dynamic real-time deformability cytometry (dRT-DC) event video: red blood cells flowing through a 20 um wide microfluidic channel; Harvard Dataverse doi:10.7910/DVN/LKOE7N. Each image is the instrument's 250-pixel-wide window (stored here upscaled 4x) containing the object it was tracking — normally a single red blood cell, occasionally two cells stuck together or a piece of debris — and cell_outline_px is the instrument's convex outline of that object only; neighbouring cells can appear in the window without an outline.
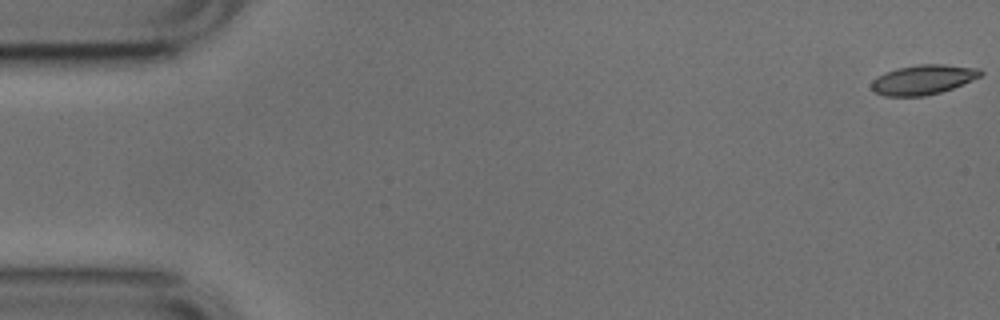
{"species": "common noctule bat (a hibernating species)", "species_latin": "Nyctalus noctula", "temperature_condition": "cold", "stored_images_in_passage": 53, "camera_frame_rate_fps": 3000, "um_per_image_px": 0.085, "animal": {"sex": "male", "body_mass_g": 17.9, "forearm_length_mm": 54.2}, "frame": {"image": 1, "passage_image": 1, "time_ms": 0.0, "image_size_px": [1000, 320], "cell_outline_px": [[984, 72], [980, 76], [952, 88], [940, 92], [924, 96], [884, 96], [872, 92], [872, 80], [876, 76], [884, 72], [896, 68], [920, 64], [944, 64], [980, 68]], "centroid_in_image_um": [78.42, 6.76], "position_along_channel_um": 6.6, "area_um2": 18.96}}
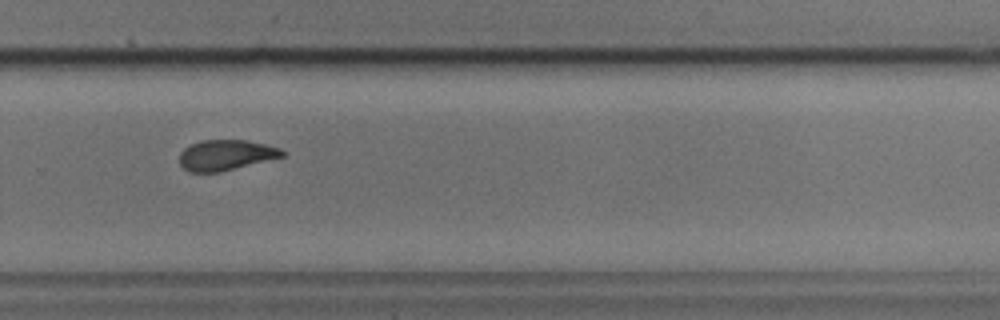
{"frame": {"image": 2, "passage_image": 36, "time_ms": 11.667, "image_size_px": [1000, 320], "cell_outline_px": [[284, 156], [220, 172], [188, 172], [180, 164], [180, 152], [184, 148], [200, 140], [244, 140], [264, 144], [280, 148], [284, 152]], "centroid_in_image_um": [19.17, 13.18], "position_along_channel_um": 310.6, "area_um2": 18.09}}
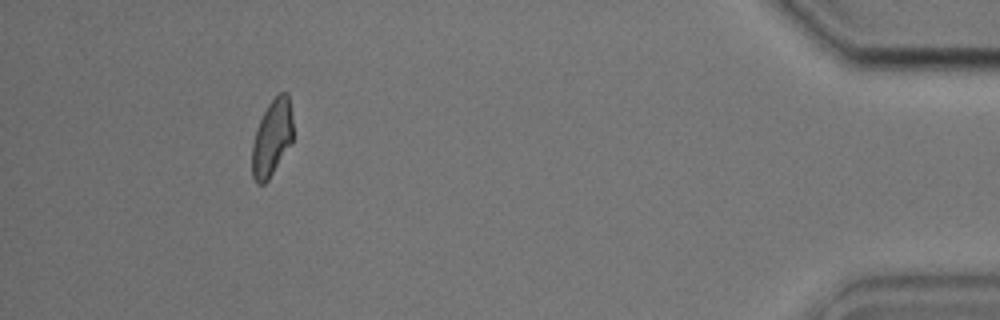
{"frame": {"image": 3, "passage_image": 49, "time_ms": 16.0, "image_size_px": [1000, 320], "cell_outline_px": [[292, 144], [268, 180], [264, 184], [256, 184], [252, 176], [252, 144], [256, 128], [268, 104], [280, 92], [288, 92], [292, 116]], "centroid_in_image_um": [23.12, 11.74], "position_along_channel_um": 412.1, "area_um2": 18.38}, "authors_computed_cell_mechanics": {"area_um2": 19.074, "velocity_mm_per_s": 3.7667, "shape_relaxation_time_tau1_ms": 6.4184, "shape_relaxation_time_tau2_ms": 3.9091, "deformation_change_tau1": 0.1606, "deformation_change_tau2": 0.1009}}